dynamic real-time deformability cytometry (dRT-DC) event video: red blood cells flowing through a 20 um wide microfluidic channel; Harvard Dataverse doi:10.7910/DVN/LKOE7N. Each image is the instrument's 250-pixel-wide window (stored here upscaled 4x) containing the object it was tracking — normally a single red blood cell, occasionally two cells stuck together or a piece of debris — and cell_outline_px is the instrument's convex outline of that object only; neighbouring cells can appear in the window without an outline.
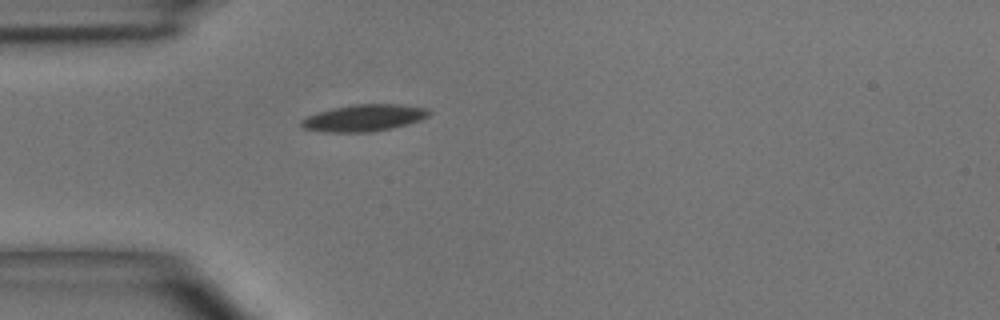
{"species": "common noctule bat (a hibernating species)", "species_latin": "Nyctalus noctula", "temperature_condition": "room temperature", "stored_images_in_passage": 1, "camera_frame_rate_fps": 3000, "um_per_image_px": 0.085, "animal": {"sex": "male", "body_mass_g": 15.6}, "frame": {"image": 1, "passage_image": 1, "time_ms": 0.0, "image_size_px": [1000, 320], "cell_outline_px": [[432, 112], [428, 116], [420, 120], [408, 124], [392, 128], [372, 132], [324, 132], [304, 128], [300, 124], [300, 120], [308, 116], [332, 108], [352, 104], [396, 104], [428, 108]], "centroid_in_image_um": [30.96, 10.02], "position_along_channel_um": 54.0, "area_um2": 19.94}}